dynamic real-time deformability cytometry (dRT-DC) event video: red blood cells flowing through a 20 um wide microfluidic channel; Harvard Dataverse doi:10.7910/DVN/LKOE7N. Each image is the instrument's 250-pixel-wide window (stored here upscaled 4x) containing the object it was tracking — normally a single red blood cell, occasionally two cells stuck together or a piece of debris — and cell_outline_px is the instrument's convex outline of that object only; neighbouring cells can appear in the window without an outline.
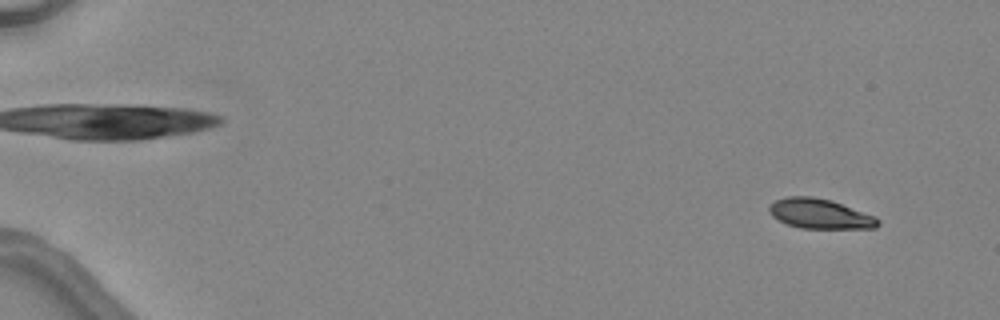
{"species": "common noctule bat (a hibernating species)", "species_latin": "Nyctalus noctula", "temperature_condition": "warm", "stored_images_in_passage": 21, "camera_frame_rate_fps": 3000, "um_per_image_px": 0.085, "animal": {"sex": "female", "body_mass_g": 24.6, "forearm_length_mm": 56.2}, "frame": {"image": 1, "passage_image": 4, "time_ms": 1.0, "image_size_px": [1000, 320], "cell_outline_px": [[880, 224], [876, 228], [800, 228], [788, 224], [772, 216], [768, 212], [768, 208], [776, 200], [788, 196], [812, 196], [832, 200], [876, 216], [880, 220]], "centroid_in_image_um": [69.73, 18.16], "position_along_channel_um": 15.3, "area_um2": 18.96}}
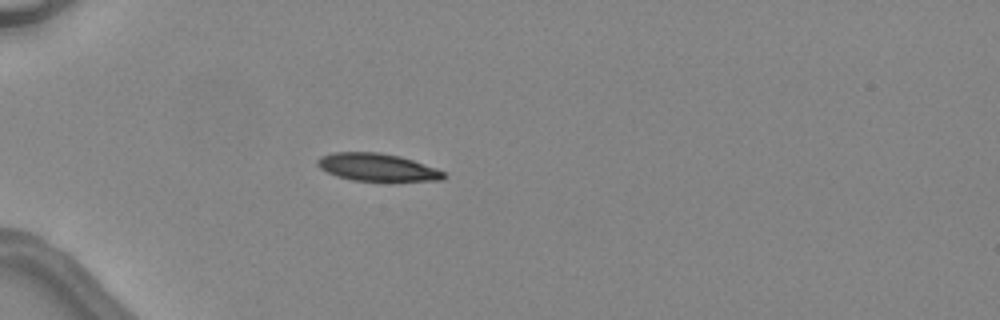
{"frame": {"image": 2, "passage_image": 16, "time_ms": 5.0, "image_size_px": [1000, 320], "cell_outline_px": [[448, 176], [444, 180], [352, 180], [336, 176], [320, 168], [316, 164], [316, 160], [320, 156], [332, 152], [380, 152], [400, 156], [436, 168], [444, 172]], "centroid_in_image_um": [32.03, 14.2], "position_along_channel_um": 53.0, "area_um2": 20.17}}